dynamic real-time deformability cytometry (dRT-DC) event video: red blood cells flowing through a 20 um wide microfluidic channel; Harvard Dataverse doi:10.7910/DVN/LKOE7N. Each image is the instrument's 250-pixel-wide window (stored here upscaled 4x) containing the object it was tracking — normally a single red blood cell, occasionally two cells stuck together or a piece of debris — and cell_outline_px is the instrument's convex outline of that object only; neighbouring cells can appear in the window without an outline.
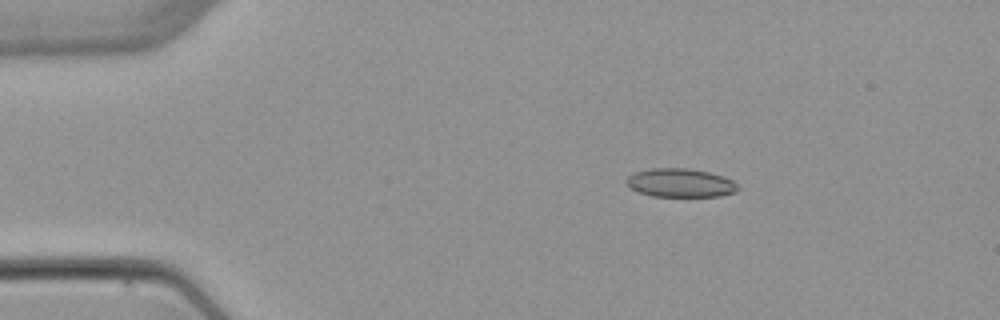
{"species": "common noctule bat (a hibernating species)", "species_latin": "Nyctalus noctula", "temperature_condition": "warm", "stored_images_in_passage": 6, "camera_frame_rate_fps": 3000, "um_per_image_px": 0.085, "animal": {"sex": "female", "body_mass_g": 22.7, "forearm_length_mm": 54.2}, "frame": {"image": 1, "passage_image": 2, "time_ms": 2.0, "image_size_px": [1000, 320], "cell_outline_px": [[740, 188], [736, 192], [720, 196], [652, 196], [640, 192], [632, 188], [624, 180], [632, 172], [652, 168], [688, 168], [708, 172], [724, 176], [732, 180]], "centroid_in_image_um": [57.84, 15.53], "position_along_channel_um": 27.2, "area_um2": 18.61}}
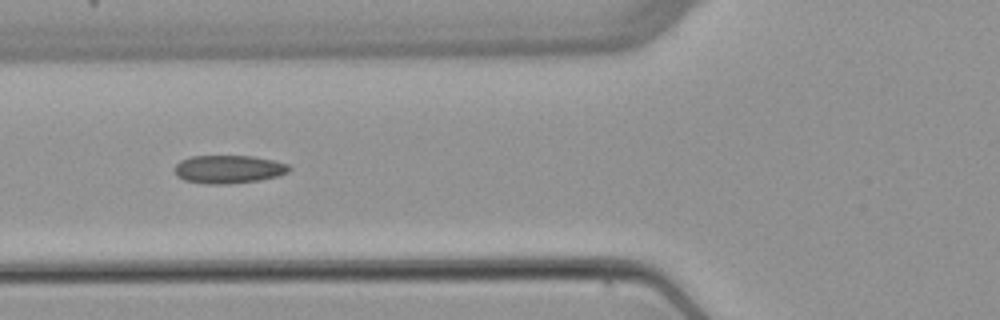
{"frame": {"image": 2, "passage_image": 5, "time_ms": 5.667, "image_size_px": [1000, 320], "cell_outline_px": [[292, 168], [288, 172], [276, 176], [260, 180], [228, 184], [208, 184], [184, 180], [176, 176], [172, 168], [180, 160], [192, 156], [252, 156], [272, 160], [288, 164]], "centroid_in_image_um": [19.39, 14.39], "position_along_channel_um": 106.4, "area_um2": 18.9}}
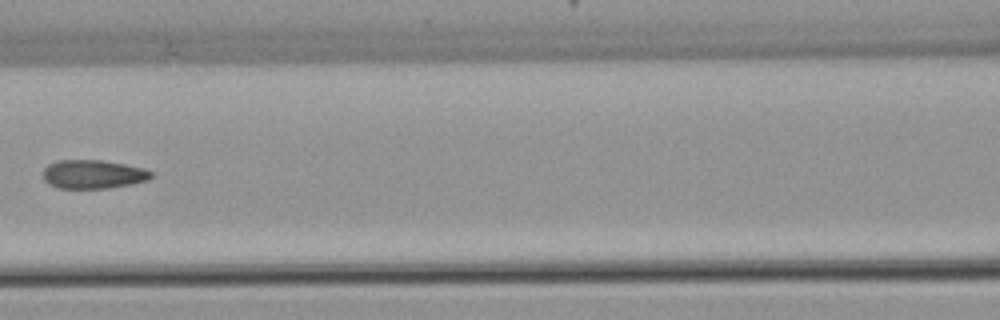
{"frame": {"image": 3, "passage_image": 6, "time_ms": 7.0, "image_size_px": [1000, 320], "cell_outline_px": [[152, 176], [148, 180], [132, 184], [108, 188], [56, 188], [48, 184], [44, 180], [44, 168], [48, 164], [56, 160], [104, 160], [144, 168], [152, 172]], "centroid_in_image_um": [7.9, 14.81], "position_along_channel_um": 158.7, "area_um2": 18.21}}